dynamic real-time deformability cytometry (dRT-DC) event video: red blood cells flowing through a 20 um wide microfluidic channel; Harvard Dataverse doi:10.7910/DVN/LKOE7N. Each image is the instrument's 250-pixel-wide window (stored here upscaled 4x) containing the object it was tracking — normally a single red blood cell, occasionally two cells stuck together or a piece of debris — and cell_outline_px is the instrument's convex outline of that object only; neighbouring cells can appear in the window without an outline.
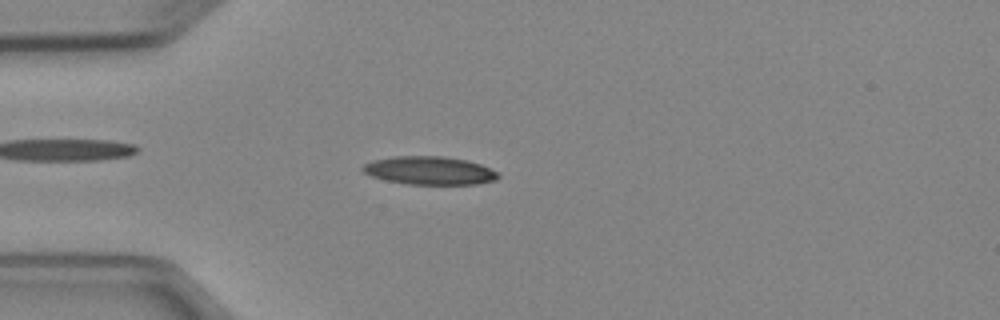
{"species": "Egyptian fruit bat (a non-hibernating species)", "species_latin": "Rousettus aegyptiacus", "temperature_condition": "cold", "stored_images_in_passage": 4, "camera_frame_rate_fps": 3000, "um_per_image_px": 0.085, "animal": {"sex": "female"}, "frame": {"image": 1, "passage_image": 3, "time_ms": 2.333, "image_size_px": [1000, 320], "cell_outline_px": [[500, 176], [496, 180], [476, 184], [408, 184], [388, 180], [372, 176], [364, 172], [360, 168], [364, 164], [372, 160], [392, 156], [444, 156], [468, 160], [480, 164], [500, 172]], "centroid_in_image_um": [36.54, 14.48], "position_along_channel_um": 48.5, "area_um2": 22.37}}